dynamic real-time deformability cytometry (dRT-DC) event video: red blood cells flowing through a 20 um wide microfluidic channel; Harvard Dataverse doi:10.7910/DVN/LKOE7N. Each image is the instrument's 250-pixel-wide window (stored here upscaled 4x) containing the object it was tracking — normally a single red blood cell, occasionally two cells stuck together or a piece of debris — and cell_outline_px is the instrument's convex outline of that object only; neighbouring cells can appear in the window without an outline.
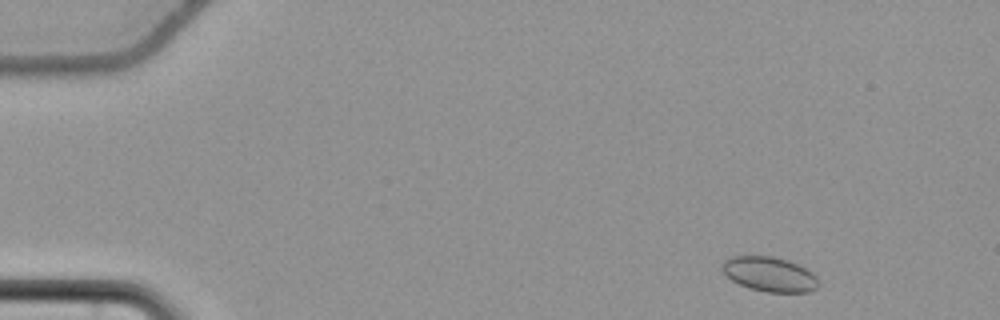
{"species": "common noctule bat (a hibernating species)", "species_latin": "Nyctalus noctula", "temperature_condition": "cold", "stored_images_in_passage": 55, "camera_frame_rate_fps": 3000, "um_per_image_px": 0.085, "animal": {"sex": "female", "body_mass_g": 22.7, "forearm_length_mm": 54.2}, "frame": {"image": 1, "passage_image": 4, "time_ms": 1.0, "image_size_px": [1000, 320], "cell_outline_px": [[820, 284], [816, 288], [808, 292], [768, 292], [752, 288], [740, 284], [732, 280], [720, 268], [720, 264], [724, 260], [732, 256], [772, 256], [788, 260], [812, 272], [816, 276]], "centroid_in_image_um": [65.41, 23.3], "position_along_channel_um": 19.6, "area_um2": 19.36}}
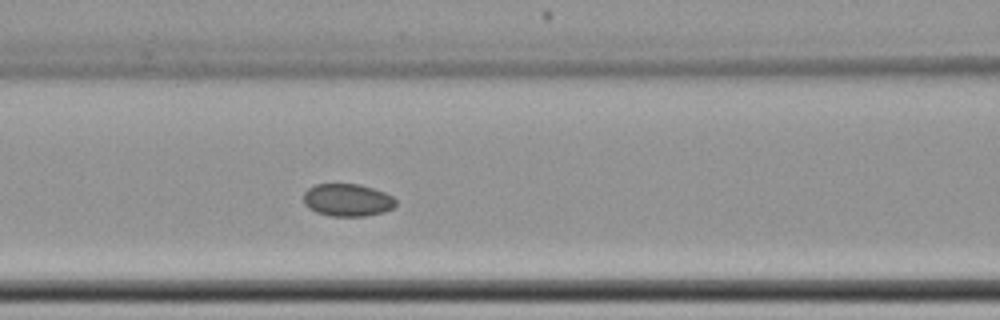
{"frame": {"image": 2, "passage_image": 23, "time_ms": 7.333, "image_size_px": [1000, 320], "cell_outline_px": [[396, 204], [392, 208], [384, 212], [364, 216], [328, 216], [316, 212], [308, 208], [304, 204], [304, 192], [308, 188], [316, 184], [360, 184], [384, 192], [392, 196], [396, 200]], "centroid_in_image_um": [29.52, 17.01], "position_along_channel_um": 137.1, "area_um2": 17.57}}
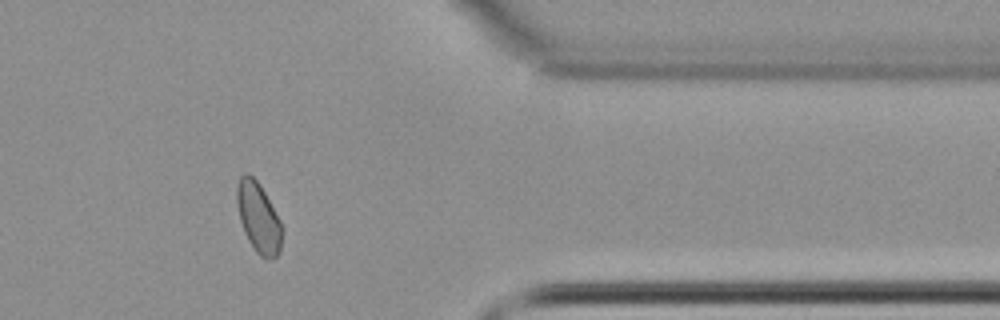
{"frame": {"image": 3, "passage_image": 45, "time_ms": 14.667, "image_size_px": [1000, 320], "cell_outline_px": [[280, 252], [272, 260], [268, 260], [260, 256], [256, 252], [248, 240], [244, 232], [240, 220], [236, 204], [236, 184], [240, 176], [244, 172], [248, 172], [260, 184], [280, 220]], "centroid_in_image_um": [21.92, 18.47], "position_along_channel_um": 389.5, "area_um2": 18.44}, "authors_computed_cell_mechanics": {"area_um2": 18.3804, "velocity_mm_per_s": 3.6727, "shape_relaxation_time_tau1_ms": null, "shape_relaxation_time_tau2_ms": 4.8057, "deformation_change_tau1": null, "deformation_change_tau2": 0.0513}}